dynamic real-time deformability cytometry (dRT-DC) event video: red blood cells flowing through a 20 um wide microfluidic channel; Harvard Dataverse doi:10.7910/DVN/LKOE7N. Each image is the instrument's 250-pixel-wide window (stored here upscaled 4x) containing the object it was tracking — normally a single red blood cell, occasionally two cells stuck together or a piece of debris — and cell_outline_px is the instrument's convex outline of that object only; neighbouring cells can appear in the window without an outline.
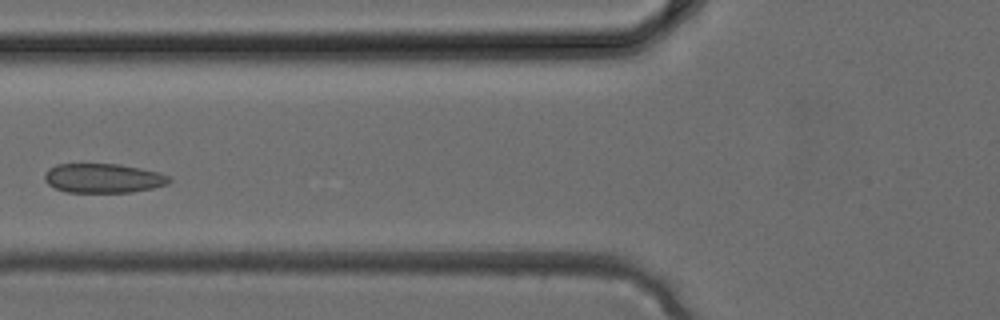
{"species": "common noctule bat (a hibernating species)", "species_latin": "Nyctalus noctula", "temperature_condition": "cold", "stored_images_in_passage": 3, "camera_frame_rate_fps": 3000, "um_per_image_px": 0.085, "animal": {"sex": "female", "body_mass_g": 24.6, "forearm_length_mm": 56.2}, "frame": {"image": 1, "passage_image": 3, "time_ms": 0.667, "image_size_px": [1000, 320], "cell_outline_px": [[172, 180], [168, 184], [152, 188], [132, 192], [64, 192], [48, 184], [44, 180], [44, 172], [48, 168], [56, 164], [120, 164], [160, 172], [172, 176]], "centroid_in_image_um": [8.79, 15.14], "position_along_channel_um": 117.0, "area_um2": 21.56}}